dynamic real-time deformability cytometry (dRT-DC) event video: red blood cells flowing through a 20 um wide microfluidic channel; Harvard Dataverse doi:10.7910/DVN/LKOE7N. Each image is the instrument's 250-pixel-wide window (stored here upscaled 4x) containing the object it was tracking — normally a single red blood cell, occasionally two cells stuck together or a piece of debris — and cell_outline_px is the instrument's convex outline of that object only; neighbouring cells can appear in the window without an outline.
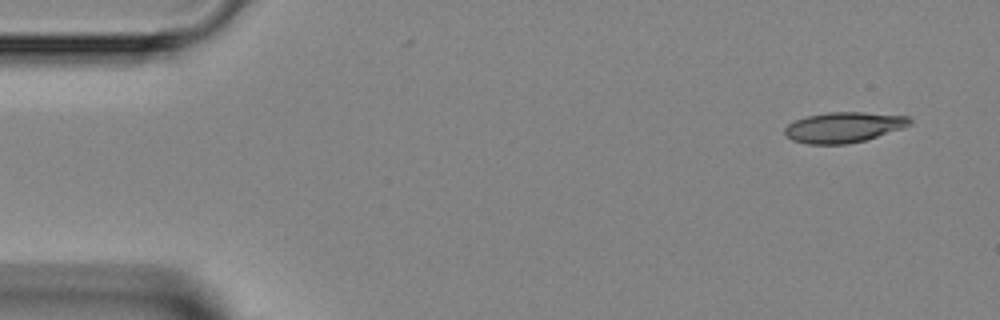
{"species": "Egyptian fruit bat (a non-hibernating species)", "species_latin": "Rousettus aegyptiacus", "temperature_condition": "room temperature", "stored_images_in_passage": 4, "camera_frame_rate_fps": 3000, "um_per_image_px": 0.085, "animal": {"sex": "female"}, "frame": {"image": 1, "passage_image": 1, "time_ms": 0.0, "image_size_px": [1000, 320], "cell_outline_px": [[912, 124], [904, 128], [864, 140], [848, 144], [808, 144], [792, 140], [784, 136], [784, 128], [788, 124], [804, 116], [828, 112], [864, 112], [908, 116], [912, 120]], "centroid_in_image_um": [71.7, 10.81], "position_along_channel_um": 13.3, "area_um2": 22.37}}
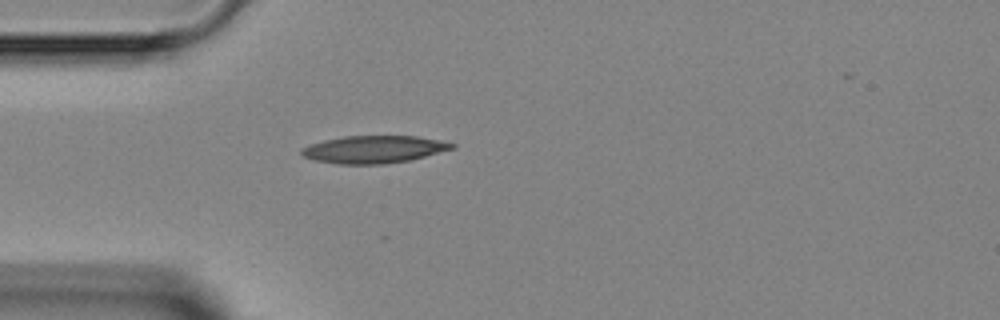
{"frame": {"image": 2, "passage_image": 4, "time_ms": 3.333, "image_size_px": [1000, 320], "cell_outline_px": [[456, 148], [412, 160], [384, 164], [336, 164], [316, 160], [304, 156], [300, 152], [300, 148], [324, 140], [344, 136], [416, 136], [440, 140], [456, 144]], "centroid_in_image_um": [31.82, 12.7], "position_along_channel_um": 53.2, "area_um2": 24.16}}